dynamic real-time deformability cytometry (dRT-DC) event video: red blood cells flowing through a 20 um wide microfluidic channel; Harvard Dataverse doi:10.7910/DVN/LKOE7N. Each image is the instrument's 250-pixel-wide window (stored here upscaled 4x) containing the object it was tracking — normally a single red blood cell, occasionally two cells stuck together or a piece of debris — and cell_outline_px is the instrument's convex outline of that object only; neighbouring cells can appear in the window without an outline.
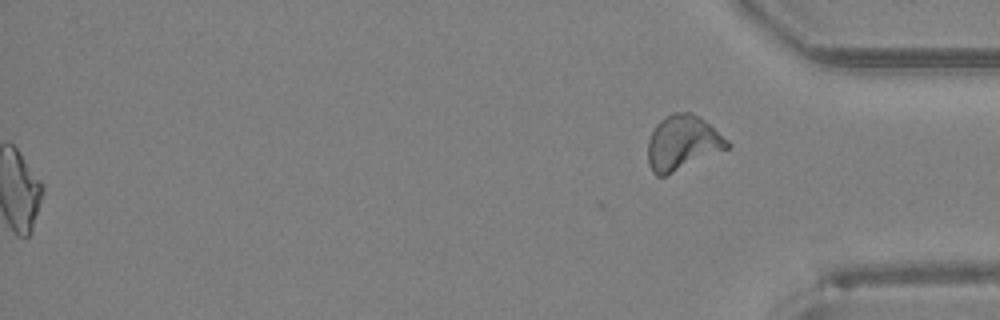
{"species": "Egyptian fruit bat (a non-hibernating species)", "species_latin": "Rousettus aegyptiacus", "temperature_condition": "room temperature", "stored_images_in_passage": 45, "segment_of_instrument_passage": [2, 2], "camera_frame_rate_fps": 3000, "um_per_image_px": 0.085, "animal": {"sex": "female"}, "frame": {"image": 1, "passage_image": 45, "time_ms": 14.667, "image_size_px": [1000, 320], "cell_outline_px": [[732, 144], [728, 148], [664, 176], [656, 176], [652, 172], [648, 164], [648, 140], [656, 124], [660, 120], [672, 112], [688, 112], [700, 116], [728, 140]], "centroid_in_image_um": [58.0, 12.13], "position_along_channel_um": 377.2, "area_um2": 25.14}}